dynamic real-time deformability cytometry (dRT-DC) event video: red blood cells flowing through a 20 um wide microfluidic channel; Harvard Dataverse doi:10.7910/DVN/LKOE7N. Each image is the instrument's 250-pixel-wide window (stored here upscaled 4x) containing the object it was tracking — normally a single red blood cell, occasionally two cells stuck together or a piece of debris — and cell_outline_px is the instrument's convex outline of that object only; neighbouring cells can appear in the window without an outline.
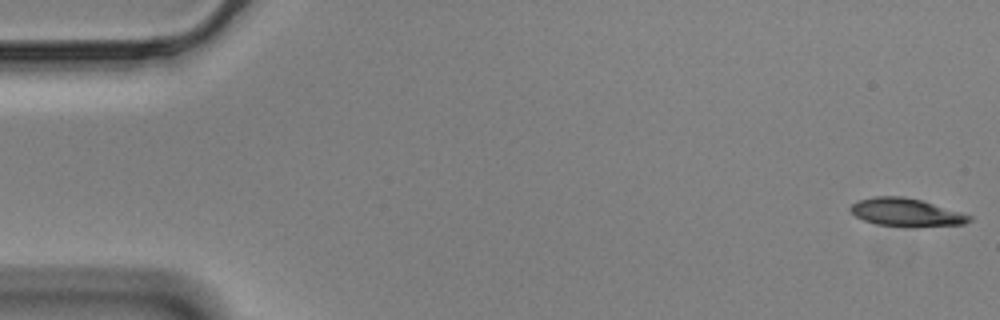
{"species": "Egyptian fruit bat (a non-hibernating species)", "species_latin": "Rousettus aegyptiacus", "temperature_condition": "cold", "stored_images_in_passage": 57, "camera_frame_rate_fps": 3000, "um_per_image_px": 0.085, "animal": {"sex": "male"}, "frame": {"image": 1, "passage_image": 1, "time_ms": 0.0, "image_size_px": [1000, 320], "cell_outline_px": [[972, 220], [964, 224], [916, 228], [908, 228], [876, 224], [864, 220], [856, 216], [848, 208], [852, 204], [860, 200], [876, 196], [904, 196], [920, 200], [960, 212], [972, 216]], "centroid_in_image_um": [77.04, 18.08], "position_along_channel_um": 8.0, "area_um2": 19.59}}
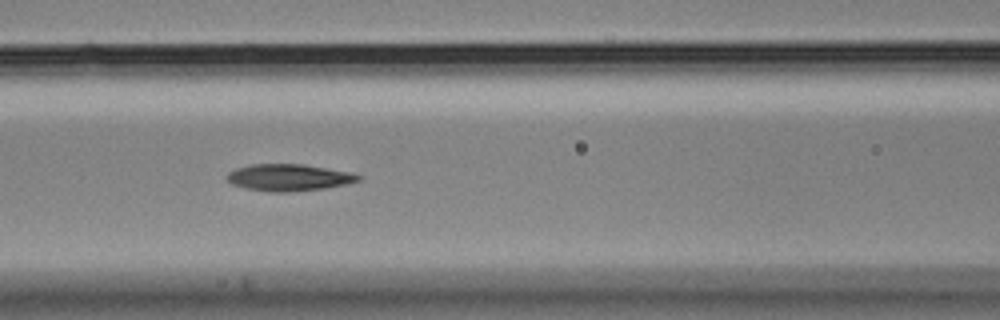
{"frame": {"image": 2, "passage_image": 24, "time_ms": 7.667, "image_size_px": [1000, 320], "cell_outline_px": [[360, 180], [344, 184], [324, 188], [288, 192], [268, 192], [244, 188], [232, 184], [224, 176], [228, 172], [236, 168], [252, 164], [304, 164], [352, 172], [360, 176]], "centroid_in_image_um": [24.5, 15.08], "position_along_channel_um": 142.1, "area_um2": 20.58}}
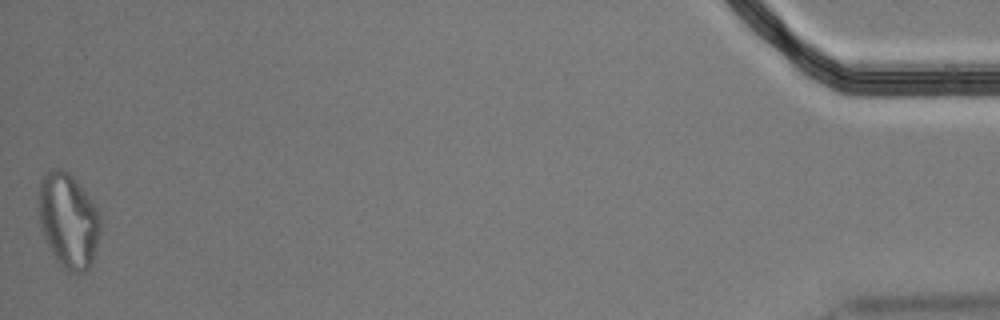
{"frame": {"image": 3, "passage_image": 57, "time_ms": 18.667, "image_size_px": [1000, 320], "cell_outline_px": [[100, 232], [92, 264], [84, 272], [72, 272], [64, 268], [56, 260], [44, 236], [40, 224], [36, 192], [40, 180], [48, 172], [56, 168], [60, 168], [68, 172], [76, 180], [96, 208], [100, 216]], "centroid_in_image_um": [5.78, 18.73], "position_along_channel_um": 429.4, "area_um2": 34.04}, "authors_computed_cell_mechanics": {"area_um2": 20.1144, "velocity_mm_per_s": 3.483, "shape_relaxation_time_tau1_ms": null, "shape_relaxation_time_tau2_ms": 6.465, "deformation_change_tau1": null, "deformation_change_tau2": 0.1747}}